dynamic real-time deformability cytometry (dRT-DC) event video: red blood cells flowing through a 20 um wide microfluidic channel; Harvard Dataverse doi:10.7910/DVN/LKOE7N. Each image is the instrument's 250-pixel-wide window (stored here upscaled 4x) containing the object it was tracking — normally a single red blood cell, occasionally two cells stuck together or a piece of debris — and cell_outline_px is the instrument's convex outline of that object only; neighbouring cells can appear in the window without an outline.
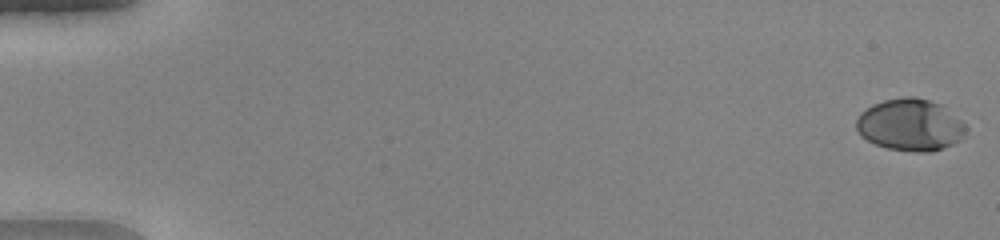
{"species": "human", "species_latin": "Homo sapiens", "temperature_condition": "warm", "stored_images_in_passage": 51, "camera_frame_rate_fps": 3000, "um_per_image_px": 0.085, "donor": {"sex": "female"}, "frame": {"image": 1, "passage_image": 1, "time_ms": 0.0, "image_size_px": [1000, 240], "cell_outline_px": [[968, 128], [964, 136], [960, 140], [944, 148], [932, 152], [912, 152], [888, 148], [876, 144], [860, 136], [856, 128], [856, 120], [860, 112], [872, 104], [884, 100], [908, 96], [916, 96], [940, 104], [960, 120]], "centroid_in_image_um": [77.35, 10.62], "position_along_channel_um": 7.6, "area_um2": 33.29}}
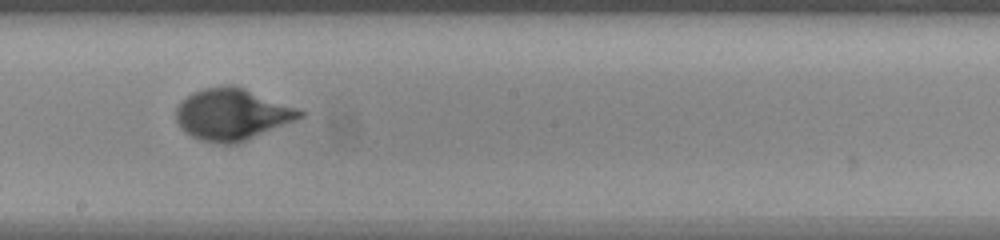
{"frame": {"image": 2, "passage_image": 30, "time_ms": 9.667, "image_size_px": [1000, 240], "cell_outline_px": [[304, 116], [296, 120], [236, 144], [224, 144], [200, 140], [184, 132], [180, 128], [176, 120], [176, 108], [180, 100], [192, 92], [204, 88], [228, 84], [232, 84], [244, 88], [296, 108], [304, 112]], "centroid_in_image_um": [19.67, 9.72], "position_along_channel_um": 228.5, "area_um2": 37.11}}
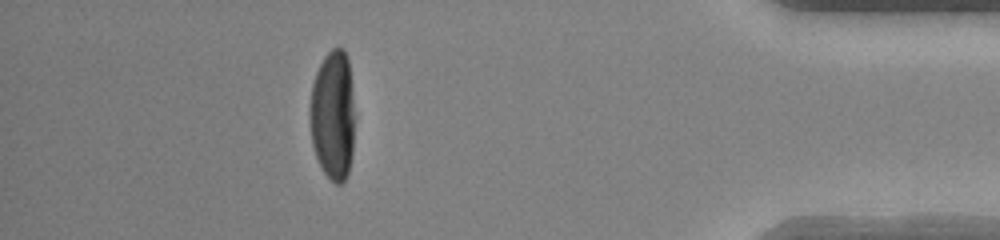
{"frame": {"image": 3, "passage_image": 46, "time_ms": 15.0, "image_size_px": [1000, 240], "cell_outline_px": [[352, 156], [348, 172], [344, 180], [340, 184], [336, 184], [324, 172], [316, 156], [312, 144], [308, 112], [308, 108], [312, 84], [316, 72], [324, 56], [332, 48], [344, 48], [348, 60], [352, 92]], "centroid_in_image_um": [28.25, 9.77], "position_along_channel_um": 407.0, "area_um2": 33.7}, "authors_computed_cell_mechanics": {"area_um2": 34.391, "velocity_mm_per_s": 4.137, "shape_relaxation_time_tau1_ms": 3.4822, "shape_relaxation_time_tau2_ms": null, "deformation_change_tau1": 0.2411, "deformation_change_tau2": null}}